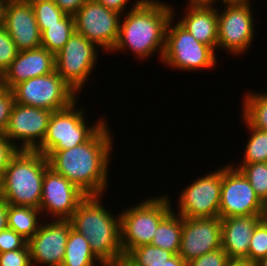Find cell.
<instances>
[{"label": "cell", "instance_id": "7bdbcfd3", "mask_svg": "<svg viewBox=\"0 0 267 266\" xmlns=\"http://www.w3.org/2000/svg\"><path fill=\"white\" fill-rule=\"evenodd\" d=\"M190 4L219 5L221 0H186ZM218 3V4H217Z\"/></svg>", "mask_w": 267, "mask_h": 266}, {"label": "cell", "instance_id": "4fadbf2b", "mask_svg": "<svg viewBox=\"0 0 267 266\" xmlns=\"http://www.w3.org/2000/svg\"><path fill=\"white\" fill-rule=\"evenodd\" d=\"M222 166L219 217L261 215L262 202L250 182L231 162Z\"/></svg>", "mask_w": 267, "mask_h": 266}, {"label": "cell", "instance_id": "8fae6325", "mask_svg": "<svg viewBox=\"0 0 267 266\" xmlns=\"http://www.w3.org/2000/svg\"><path fill=\"white\" fill-rule=\"evenodd\" d=\"M192 181L180 191L174 212L184 218L219 217L222 167Z\"/></svg>", "mask_w": 267, "mask_h": 266}, {"label": "cell", "instance_id": "603a6c76", "mask_svg": "<svg viewBox=\"0 0 267 266\" xmlns=\"http://www.w3.org/2000/svg\"><path fill=\"white\" fill-rule=\"evenodd\" d=\"M62 266H105L92 252L88 240L72 227Z\"/></svg>", "mask_w": 267, "mask_h": 266}, {"label": "cell", "instance_id": "b9f144b4", "mask_svg": "<svg viewBox=\"0 0 267 266\" xmlns=\"http://www.w3.org/2000/svg\"><path fill=\"white\" fill-rule=\"evenodd\" d=\"M10 0H0V27L5 24L6 8Z\"/></svg>", "mask_w": 267, "mask_h": 266}, {"label": "cell", "instance_id": "ee69618b", "mask_svg": "<svg viewBox=\"0 0 267 266\" xmlns=\"http://www.w3.org/2000/svg\"><path fill=\"white\" fill-rule=\"evenodd\" d=\"M255 0H253L254 2ZM252 0H221V4L250 3Z\"/></svg>", "mask_w": 267, "mask_h": 266}, {"label": "cell", "instance_id": "f1b7e54d", "mask_svg": "<svg viewBox=\"0 0 267 266\" xmlns=\"http://www.w3.org/2000/svg\"><path fill=\"white\" fill-rule=\"evenodd\" d=\"M239 170L250 182L257 197L263 202L267 198V162L244 164Z\"/></svg>", "mask_w": 267, "mask_h": 266}, {"label": "cell", "instance_id": "484cf974", "mask_svg": "<svg viewBox=\"0 0 267 266\" xmlns=\"http://www.w3.org/2000/svg\"><path fill=\"white\" fill-rule=\"evenodd\" d=\"M41 33V47L56 55L75 32L74 16L66 15L53 25H38Z\"/></svg>", "mask_w": 267, "mask_h": 266}, {"label": "cell", "instance_id": "e0dca14e", "mask_svg": "<svg viewBox=\"0 0 267 266\" xmlns=\"http://www.w3.org/2000/svg\"><path fill=\"white\" fill-rule=\"evenodd\" d=\"M221 248V218L182 217L179 255L186 263Z\"/></svg>", "mask_w": 267, "mask_h": 266}, {"label": "cell", "instance_id": "83f0119b", "mask_svg": "<svg viewBox=\"0 0 267 266\" xmlns=\"http://www.w3.org/2000/svg\"><path fill=\"white\" fill-rule=\"evenodd\" d=\"M251 90V91H250ZM242 95L241 116L254 128L267 130V90L250 89Z\"/></svg>", "mask_w": 267, "mask_h": 266}, {"label": "cell", "instance_id": "60d3db41", "mask_svg": "<svg viewBox=\"0 0 267 266\" xmlns=\"http://www.w3.org/2000/svg\"><path fill=\"white\" fill-rule=\"evenodd\" d=\"M225 266H255L247 259H228Z\"/></svg>", "mask_w": 267, "mask_h": 266}, {"label": "cell", "instance_id": "4dcf8cb0", "mask_svg": "<svg viewBox=\"0 0 267 266\" xmlns=\"http://www.w3.org/2000/svg\"><path fill=\"white\" fill-rule=\"evenodd\" d=\"M267 256V221L261 220L251 237L248 260L256 264L261 259Z\"/></svg>", "mask_w": 267, "mask_h": 266}, {"label": "cell", "instance_id": "d4e9b609", "mask_svg": "<svg viewBox=\"0 0 267 266\" xmlns=\"http://www.w3.org/2000/svg\"><path fill=\"white\" fill-rule=\"evenodd\" d=\"M182 236V217L173 211L158 225L151 245L178 254Z\"/></svg>", "mask_w": 267, "mask_h": 266}, {"label": "cell", "instance_id": "ffe728a7", "mask_svg": "<svg viewBox=\"0 0 267 266\" xmlns=\"http://www.w3.org/2000/svg\"><path fill=\"white\" fill-rule=\"evenodd\" d=\"M183 12L177 15L178 10H174L173 16L179 17V23L185 27L189 33L199 42L210 46L215 52L218 44V13L216 5L206 4H185ZM176 11V12H175ZM176 14V15H175ZM181 17V19H180Z\"/></svg>", "mask_w": 267, "mask_h": 266}, {"label": "cell", "instance_id": "7c38bea8", "mask_svg": "<svg viewBox=\"0 0 267 266\" xmlns=\"http://www.w3.org/2000/svg\"><path fill=\"white\" fill-rule=\"evenodd\" d=\"M121 16L96 0L87 1L74 15L75 32L111 53L118 39Z\"/></svg>", "mask_w": 267, "mask_h": 266}, {"label": "cell", "instance_id": "52a82bcc", "mask_svg": "<svg viewBox=\"0 0 267 266\" xmlns=\"http://www.w3.org/2000/svg\"><path fill=\"white\" fill-rule=\"evenodd\" d=\"M175 18L172 16L167 25L161 64L185 72L215 69L218 52L197 41Z\"/></svg>", "mask_w": 267, "mask_h": 266}, {"label": "cell", "instance_id": "277c9868", "mask_svg": "<svg viewBox=\"0 0 267 266\" xmlns=\"http://www.w3.org/2000/svg\"><path fill=\"white\" fill-rule=\"evenodd\" d=\"M49 167L42 153L19 150L2 174L0 199L9 205L39 209L44 174Z\"/></svg>", "mask_w": 267, "mask_h": 266}, {"label": "cell", "instance_id": "ba28073f", "mask_svg": "<svg viewBox=\"0 0 267 266\" xmlns=\"http://www.w3.org/2000/svg\"><path fill=\"white\" fill-rule=\"evenodd\" d=\"M250 3L222 4L218 13L217 50L227 52L231 57L246 55L254 44L256 18ZM223 8V9H221ZM254 15V16H253ZM221 49V50H220ZM242 54V55H241Z\"/></svg>", "mask_w": 267, "mask_h": 266}, {"label": "cell", "instance_id": "bcb514c9", "mask_svg": "<svg viewBox=\"0 0 267 266\" xmlns=\"http://www.w3.org/2000/svg\"><path fill=\"white\" fill-rule=\"evenodd\" d=\"M255 266H267V256L260 261H258Z\"/></svg>", "mask_w": 267, "mask_h": 266}, {"label": "cell", "instance_id": "9a60e30c", "mask_svg": "<svg viewBox=\"0 0 267 266\" xmlns=\"http://www.w3.org/2000/svg\"><path fill=\"white\" fill-rule=\"evenodd\" d=\"M53 111L14 103L5 137L19 150H36L44 140Z\"/></svg>", "mask_w": 267, "mask_h": 266}, {"label": "cell", "instance_id": "2e32d148", "mask_svg": "<svg viewBox=\"0 0 267 266\" xmlns=\"http://www.w3.org/2000/svg\"><path fill=\"white\" fill-rule=\"evenodd\" d=\"M71 227L70 220H42L38 231L28 241L32 266L62 265Z\"/></svg>", "mask_w": 267, "mask_h": 266}, {"label": "cell", "instance_id": "8992f818", "mask_svg": "<svg viewBox=\"0 0 267 266\" xmlns=\"http://www.w3.org/2000/svg\"><path fill=\"white\" fill-rule=\"evenodd\" d=\"M84 106L74 101L65 109L54 111L49 119L43 143L36 151L46 155L49 151L66 150L86 142L106 121L105 116L87 120ZM90 124V125H89Z\"/></svg>", "mask_w": 267, "mask_h": 266}, {"label": "cell", "instance_id": "8d00e7d4", "mask_svg": "<svg viewBox=\"0 0 267 266\" xmlns=\"http://www.w3.org/2000/svg\"><path fill=\"white\" fill-rule=\"evenodd\" d=\"M19 149L5 136H0V173L3 174Z\"/></svg>", "mask_w": 267, "mask_h": 266}, {"label": "cell", "instance_id": "44dd1931", "mask_svg": "<svg viewBox=\"0 0 267 266\" xmlns=\"http://www.w3.org/2000/svg\"><path fill=\"white\" fill-rule=\"evenodd\" d=\"M261 215L221 218V248L229 259H247L250 240Z\"/></svg>", "mask_w": 267, "mask_h": 266}, {"label": "cell", "instance_id": "ac0fdd59", "mask_svg": "<svg viewBox=\"0 0 267 266\" xmlns=\"http://www.w3.org/2000/svg\"><path fill=\"white\" fill-rule=\"evenodd\" d=\"M4 27L18 51L41 47V33L29 0L9 1Z\"/></svg>", "mask_w": 267, "mask_h": 266}, {"label": "cell", "instance_id": "74e56055", "mask_svg": "<svg viewBox=\"0 0 267 266\" xmlns=\"http://www.w3.org/2000/svg\"><path fill=\"white\" fill-rule=\"evenodd\" d=\"M96 1H98L101 4H103L108 9L113 10V11L123 15L125 12L130 10V9H128L129 7L131 9L134 8L142 0H135V1L133 0V2L131 0H96ZM130 1L132 3L131 6H129L130 5Z\"/></svg>", "mask_w": 267, "mask_h": 266}, {"label": "cell", "instance_id": "836d02e7", "mask_svg": "<svg viewBox=\"0 0 267 266\" xmlns=\"http://www.w3.org/2000/svg\"><path fill=\"white\" fill-rule=\"evenodd\" d=\"M0 266H32L28 244L22 249L0 253Z\"/></svg>", "mask_w": 267, "mask_h": 266}, {"label": "cell", "instance_id": "d6a6232c", "mask_svg": "<svg viewBox=\"0 0 267 266\" xmlns=\"http://www.w3.org/2000/svg\"><path fill=\"white\" fill-rule=\"evenodd\" d=\"M14 103L12 89L0 84V136L5 135Z\"/></svg>", "mask_w": 267, "mask_h": 266}, {"label": "cell", "instance_id": "1f68e13d", "mask_svg": "<svg viewBox=\"0 0 267 266\" xmlns=\"http://www.w3.org/2000/svg\"><path fill=\"white\" fill-rule=\"evenodd\" d=\"M17 47L4 26L0 27V77L18 54Z\"/></svg>", "mask_w": 267, "mask_h": 266}, {"label": "cell", "instance_id": "f6af8a7d", "mask_svg": "<svg viewBox=\"0 0 267 266\" xmlns=\"http://www.w3.org/2000/svg\"><path fill=\"white\" fill-rule=\"evenodd\" d=\"M261 217L263 220L267 221V198L262 202Z\"/></svg>", "mask_w": 267, "mask_h": 266}, {"label": "cell", "instance_id": "e575fe53", "mask_svg": "<svg viewBox=\"0 0 267 266\" xmlns=\"http://www.w3.org/2000/svg\"><path fill=\"white\" fill-rule=\"evenodd\" d=\"M28 241L12 229L0 231V253L22 249Z\"/></svg>", "mask_w": 267, "mask_h": 266}, {"label": "cell", "instance_id": "ab89813d", "mask_svg": "<svg viewBox=\"0 0 267 266\" xmlns=\"http://www.w3.org/2000/svg\"><path fill=\"white\" fill-rule=\"evenodd\" d=\"M8 204L0 199V231L8 228Z\"/></svg>", "mask_w": 267, "mask_h": 266}, {"label": "cell", "instance_id": "5b68a950", "mask_svg": "<svg viewBox=\"0 0 267 266\" xmlns=\"http://www.w3.org/2000/svg\"><path fill=\"white\" fill-rule=\"evenodd\" d=\"M149 196L119 211L124 256L133 248L151 244L158 225L173 211V198L169 193Z\"/></svg>", "mask_w": 267, "mask_h": 266}, {"label": "cell", "instance_id": "d6986e66", "mask_svg": "<svg viewBox=\"0 0 267 266\" xmlns=\"http://www.w3.org/2000/svg\"><path fill=\"white\" fill-rule=\"evenodd\" d=\"M56 70L55 55L44 47L19 51L9 68L0 77V84L12 89L28 79Z\"/></svg>", "mask_w": 267, "mask_h": 266}, {"label": "cell", "instance_id": "cb8c5ba5", "mask_svg": "<svg viewBox=\"0 0 267 266\" xmlns=\"http://www.w3.org/2000/svg\"><path fill=\"white\" fill-rule=\"evenodd\" d=\"M41 220H44L40 209L30 206L8 204V228L14 230L29 241L38 231Z\"/></svg>", "mask_w": 267, "mask_h": 266}, {"label": "cell", "instance_id": "3957f363", "mask_svg": "<svg viewBox=\"0 0 267 266\" xmlns=\"http://www.w3.org/2000/svg\"><path fill=\"white\" fill-rule=\"evenodd\" d=\"M102 195H87L69 219L72 228L89 242L94 255L105 265L124 262L120 213L104 206ZM111 210V211H110Z\"/></svg>", "mask_w": 267, "mask_h": 266}, {"label": "cell", "instance_id": "7dc6e473", "mask_svg": "<svg viewBox=\"0 0 267 266\" xmlns=\"http://www.w3.org/2000/svg\"><path fill=\"white\" fill-rule=\"evenodd\" d=\"M109 266H127L124 262L116 263L114 265H109Z\"/></svg>", "mask_w": 267, "mask_h": 266}, {"label": "cell", "instance_id": "f546056e", "mask_svg": "<svg viewBox=\"0 0 267 266\" xmlns=\"http://www.w3.org/2000/svg\"><path fill=\"white\" fill-rule=\"evenodd\" d=\"M38 25H53L61 21L66 14L57 6L54 0H29Z\"/></svg>", "mask_w": 267, "mask_h": 266}, {"label": "cell", "instance_id": "30bf717a", "mask_svg": "<svg viewBox=\"0 0 267 266\" xmlns=\"http://www.w3.org/2000/svg\"><path fill=\"white\" fill-rule=\"evenodd\" d=\"M15 103L51 111L62 110L80 97L57 73L37 76L12 88ZM79 96V98L77 97Z\"/></svg>", "mask_w": 267, "mask_h": 266}, {"label": "cell", "instance_id": "4316f807", "mask_svg": "<svg viewBox=\"0 0 267 266\" xmlns=\"http://www.w3.org/2000/svg\"><path fill=\"white\" fill-rule=\"evenodd\" d=\"M239 119L248 129L246 131H248L247 134L249 133V135L247 142H245L246 146L243 148L244 152H241L243 154V158L241 155V162H237V165L234 160L231 164L236 169H239L244 164L267 162V130L252 127L242 116Z\"/></svg>", "mask_w": 267, "mask_h": 266}, {"label": "cell", "instance_id": "d590c367", "mask_svg": "<svg viewBox=\"0 0 267 266\" xmlns=\"http://www.w3.org/2000/svg\"><path fill=\"white\" fill-rule=\"evenodd\" d=\"M228 259L226 252L219 248L193 259L187 263V266H225Z\"/></svg>", "mask_w": 267, "mask_h": 266}, {"label": "cell", "instance_id": "c3c4849f", "mask_svg": "<svg viewBox=\"0 0 267 266\" xmlns=\"http://www.w3.org/2000/svg\"><path fill=\"white\" fill-rule=\"evenodd\" d=\"M1 186H2V174L0 173V189H1Z\"/></svg>", "mask_w": 267, "mask_h": 266}, {"label": "cell", "instance_id": "7402d4cb", "mask_svg": "<svg viewBox=\"0 0 267 266\" xmlns=\"http://www.w3.org/2000/svg\"><path fill=\"white\" fill-rule=\"evenodd\" d=\"M127 266H187L179 254L151 244L133 248L124 258Z\"/></svg>", "mask_w": 267, "mask_h": 266}, {"label": "cell", "instance_id": "5bb4252c", "mask_svg": "<svg viewBox=\"0 0 267 266\" xmlns=\"http://www.w3.org/2000/svg\"><path fill=\"white\" fill-rule=\"evenodd\" d=\"M86 197L79 187L49 167L44 174L39 209L45 220H69Z\"/></svg>", "mask_w": 267, "mask_h": 266}, {"label": "cell", "instance_id": "6da1fadb", "mask_svg": "<svg viewBox=\"0 0 267 266\" xmlns=\"http://www.w3.org/2000/svg\"><path fill=\"white\" fill-rule=\"evenodd\" d=\"M109 127L106 121L86 142L66 150L49 151L45 156L50 168L85 194L105 196L110 183L112 149L116 147Z\"/></svg>", "mask_w": 267, "mask_h": 266}, {"label": "cell", "instance_id": "7a4b0ae2", "mask_svg": "<svg viewBox=\"0 0 267 266\" xmlns=\"http://www.w3.org/2000/svg\"><path fill=\"white\" fill-rule=\"evenodd\" d=\"M164 0H142L120 19L119 35L111 53H130L138 60L151 59L154 54L161 63L166 30L173 16V5ZM158 52V53H157Z\"/></svg>", "mask_w": 267, "mask_h": 266}, {"label": "cell", "instance_id": "9c48e42d", "mask_svg": "<svg viewBox=\"0 0 267 266\" xmlns=\"http://www.w3.org/2000/svg\"><path fill=\"white\" fill-rule=\"evenodd\" d=\"M99 52V48L94 43L74 32L55 55L57 73L79 96L91 81L90 77L99 61Z\"/></svg>", "mask_w": 267, "mask_h": 266}, {"label": "cell", "instance_id": "f35d334b", "mask_svg": "<svg viewBox=\"0 0 267 266\" xmlns=\"http://www.w3.org/2000/svg\"><path fill=\"white\" fill-rule=\"evenodd\" d=\"M90 0H54L57 6L66 14L74 16L75 13Z\"/></svg>", "mask_w": 267, "mask_h": 266}]
</instances>
